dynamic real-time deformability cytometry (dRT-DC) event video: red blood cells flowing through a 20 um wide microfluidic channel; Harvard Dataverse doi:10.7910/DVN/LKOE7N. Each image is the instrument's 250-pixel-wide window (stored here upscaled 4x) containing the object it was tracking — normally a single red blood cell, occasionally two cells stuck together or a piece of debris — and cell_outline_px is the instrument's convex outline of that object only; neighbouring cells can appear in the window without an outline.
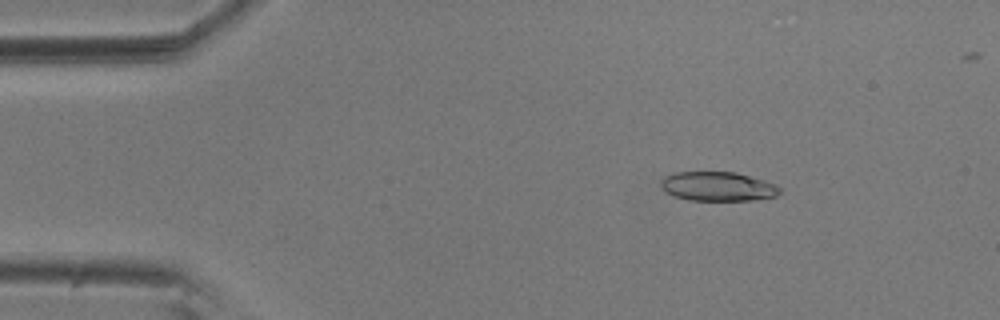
{"species": "common noctule bat (a hibernating species)", "species_latin": "Nyctalus noctula", "temperature_condition": "room temperature", "stored_images_in_passage": 56, "camera_frame_rate_fps": 3000, "um_per_image_px": 0.085, "animal": {"sex": "male", "body_mass_g": 20.5, "forearm_length_mm": 52.5}, "frame": {"image": 1, "passage_image": 8, "time_ms": 2.333, "image_size_px": [1000, 320], "cell_outline_px": [[780, 192], [776, 196], [752, 200], [688, 200], [664, 192], [660, 188], [660, 180], [664, 176], [676, 172], [736, 172], [764, 180], [776, 184], [780, 188]], "centroid_in_image_um": [60.98, 15.84], "position_along_channel_um": 24.0, "area_um2": 20.35}}
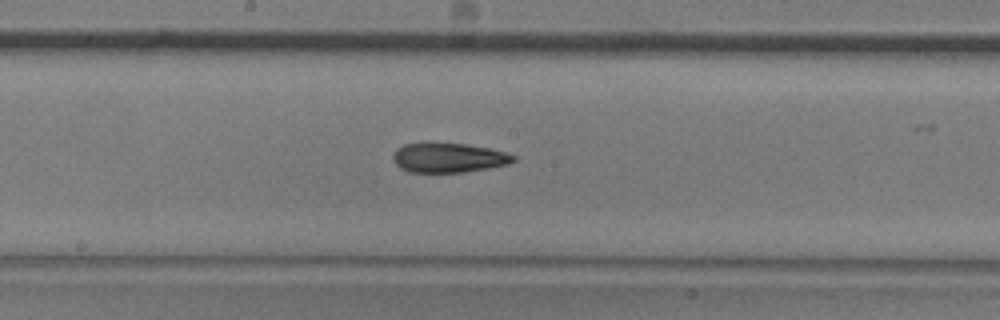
{"frame": {"image": 2, "passage_image": 29, "time_ms": 9.333, "image_size_px": [1000, 320], "cell_outline_px": [[516, 160], [508, 164], [488, 168], [464, 172], [408, 172], [400, 168], [392, 160], [392, 156], [396, 148], [404, 144], [432, 140], [464, 144], [488, 148], [504, 152], [516, 156]], "centroid_in_image_um": [38.06, 13.37], "position_along_channel_um": 210.1, "area_um2": 21.33}}
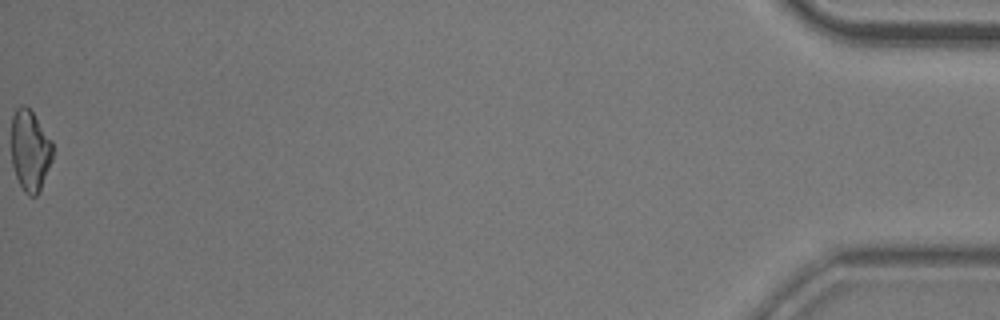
{"frame": {"image": 3, "passage_image": 56, "time_ms": 18.333, "image_size_px": [1000, 320], "cell_outline_px": [[52, 160], [40, 188], [36, 196], [28, 196], [24, 192], [16, 176], [12, 164], [12, 116], [16, 108], [20, 104], [24, 104], [32, 112], [52, 140]], "centroid_in_image_um": [2.55, 12.77], "position_along_channel_um": 432.7, "area_um2": 19.36}, "authors_computed_cell_mechanics": {"area_um2": 21.0681, "velocity_mm_per_s": 3.6189, "shape_relaxation_time_tau1_ms": 11.098, "shape_relaxation_time_tau2_ms": 3.7437, "deformation_change_tau1": 0.2547, "deformation_change_tau2": 0.1231}}